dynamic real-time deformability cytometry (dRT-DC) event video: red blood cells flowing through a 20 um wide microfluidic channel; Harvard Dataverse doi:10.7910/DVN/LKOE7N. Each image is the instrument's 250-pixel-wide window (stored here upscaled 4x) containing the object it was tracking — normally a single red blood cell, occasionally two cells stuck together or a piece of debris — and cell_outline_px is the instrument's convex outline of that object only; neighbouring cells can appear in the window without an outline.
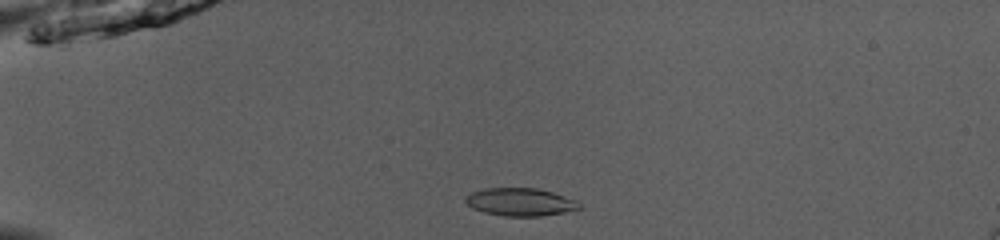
{"species": "common noctule bat (a hibernating species)", "species_latin": "Nyctalus noctula", "temperature_condition": "room temperature", "stored_images_in_passage": 40, "camera_frame_rate_fps": 3000, "um_per_image_px": 0.085, "animal": {"sex": "male", "body_mass_g": 13.0, "forearm_length_mm": 53.1}, "frame": {"image": 1, "passage_image": 2, "time_ms": 0.333, "image_size_px": [1000, 240], "cell_outline_px": [[580, 208], [576, 212], [540, 216], [504, 216], [484, 212], [472, 208], [464, 200], [472, 192], [484, 188], [536, 188], [552, 192], [576, 200], [580, 204]], "centroid_in_image_um": [44.29, 17.18], "position_along_channel_um": 40.7, "area_um2": 18.61}}
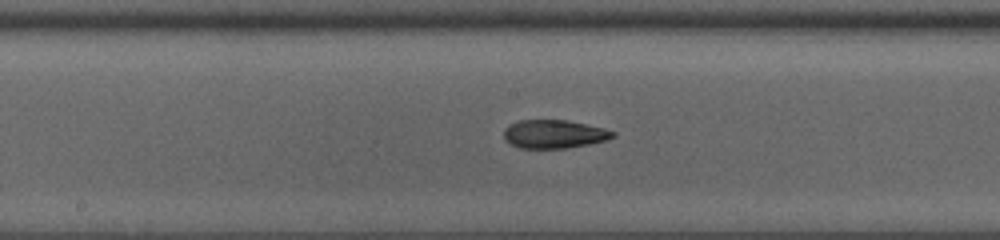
{"frame": {"image": 2, "passage_image": 17, "time_ms": 5.333, "image_size_px": [1000, 240], "cell_outline_px": [[616, 136], [608, 140], [588, 144], [564, 148], [520, 148], [504, 140], [504, 128], [508, 124], [520, 120], [568, 120], [604, 128], [616, 132]], "centroid_in_image_um": [47.1, 11.39], "position_along_channel_um": 201.1, "area_um2": 18.15}}
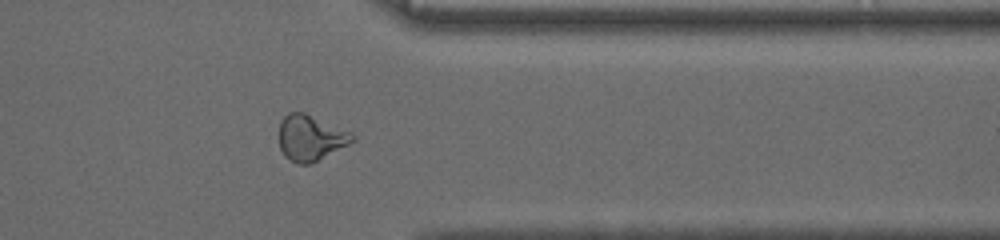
{"frame": {"image": 3, "passage_image": 31, "time_ms": 10.0, "image_size_px": [1000, 240], "cell_outline_px": [[356, 140], [312, 164], [300, 164], [284, 156], [280, 148], [280, 120], [288, 112], [304, 112], [348, 132], [356, 136]], "centroid_in_image_um": [26.38, 11.73], "position_along_channel_um": 385.0, "area_um2": 19.25}, "authors_computed_cell_mechanics": {"area_um2": 18.6694, "velocity_mm_per_s": 4.0085, "shape_relaxation_time_tau1_ms": null, "shape_relaxation_time_tau2_ms": 1.8116, "deformation_change_tau1": null, "deformation_change_tau2": 0.0935}}